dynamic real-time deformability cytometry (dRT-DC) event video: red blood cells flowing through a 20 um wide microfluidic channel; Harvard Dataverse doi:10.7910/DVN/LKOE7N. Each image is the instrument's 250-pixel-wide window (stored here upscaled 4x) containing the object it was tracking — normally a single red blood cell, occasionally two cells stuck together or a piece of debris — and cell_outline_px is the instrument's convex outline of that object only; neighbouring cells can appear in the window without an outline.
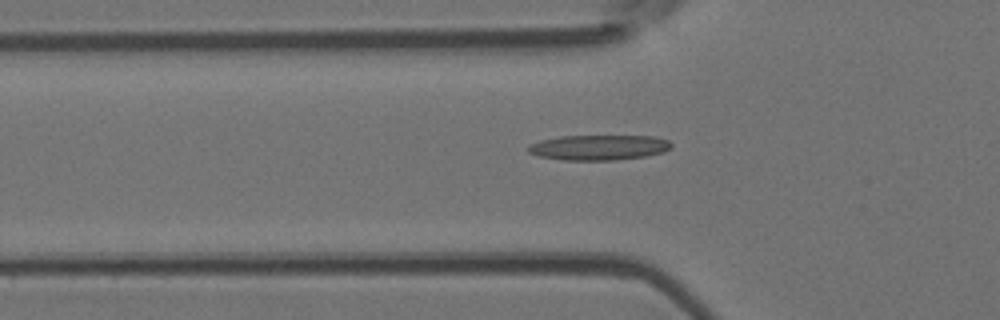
{"species": "Egyptian fruit bat (a non-hibernating species)", "species_latin": "Rousettus aegyptiacus", "temperature_condition": "room temperature", "stored_images_in_passage": 48, "camera_frame_rate_fps": 3000, "um_per_image_px": 0.085, "animal": {"sex": "female"}, "frame": {"image": 1, "passage_image": 18, "time_ms": 5.667, "image_size_px": [1000, 320], "cell_outline_px": [[672, 148], [664, 152], [644, 156], [616, 160], [564, 160], [540, 156], [528, 152], [528, 144], [540, 140], [560, 136], [652, 136], [668, 140], [672, 144]], "centroid_in_image_um": [50.9, 12.53], "position_along_channel_um": 74.9, "area_um2": 21.04}}
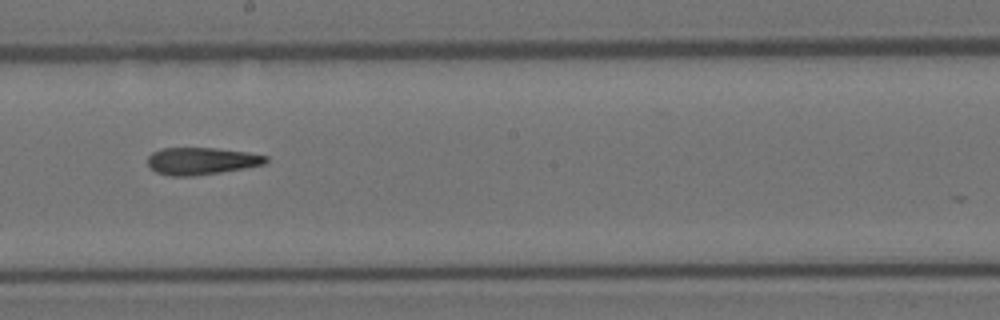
{"frame": {"image": 2, "passage_image": 30, "time_ms": 9.667, "image_size_px": [1000, 320], "cell_outline_px": [[268, 160], [264, 164], [244, 168], [220, 172], [192, 176], [172, 176], [156, 172], [148, 164], [148, 156], [152, 152], [164, 148], [216, 148], [248, 152], [268, 156]], "centroid_in_image_um": [17.13, 13.68], "position_along_channel_um": 231.1, "area_um2": 18.61}}
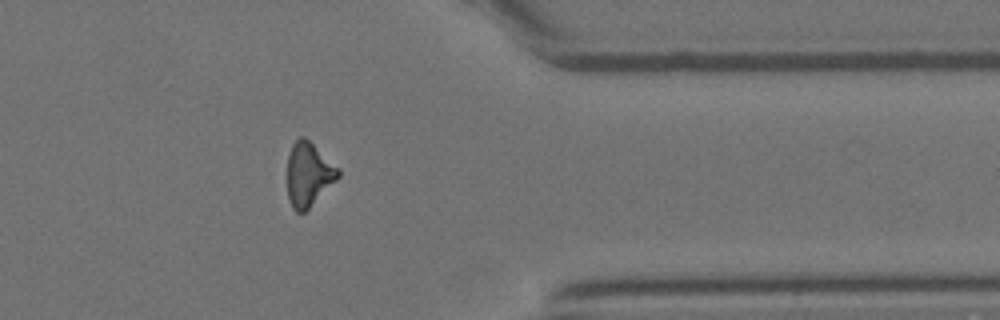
{"frame": {"image": 3, "passage_image": 43, "time_ms": 14.0, "image_size_px": [1000, 320], "cell_outline_px": [[340, 176], [304, 212], [296, 212], [292, 208], [288, 200], [288, 156], [292, 144], [300, 136], [304, 136], [340, 168]], "centroid_in_image_um": [26.23, 14.8], "position_along_channel_um": 385.2, "area_um2": 18.79}, "authors_computed_cell_mechanics": {"area_um2": 19.4208, "velocity_mm_per_s": 3.8808, "shape_relaxation_time_tau1_ms": null, "shape_relaxation_time_tau2_ms": 9.5338, "deformation_change_tau1": null, "deformation_change_tau2": 0.2297}}